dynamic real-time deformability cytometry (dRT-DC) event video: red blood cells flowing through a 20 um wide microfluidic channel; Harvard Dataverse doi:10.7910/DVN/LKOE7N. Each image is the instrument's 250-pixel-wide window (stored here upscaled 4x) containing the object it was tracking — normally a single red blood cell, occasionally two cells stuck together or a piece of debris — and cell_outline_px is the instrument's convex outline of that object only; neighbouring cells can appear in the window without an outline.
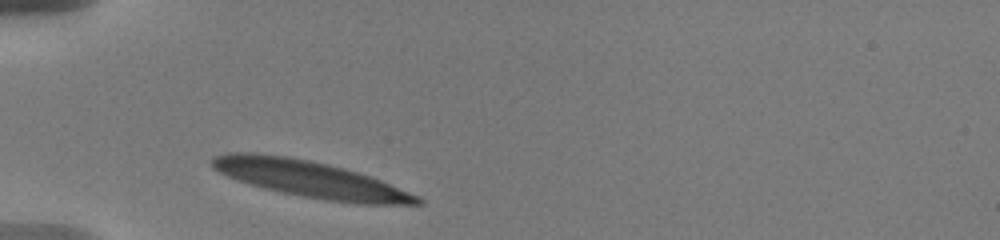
{"species": "human", "species_latin": "Homo sapiens", "temperature_condition": "warm", "stored_images_in_passage": 3, "camera_frame_rate_fps": 3000, "um_per_image_px": 0.085, "donor": {"sex": "male"}, "frame": {"image": 1, "passage_image": 1, "time_ms": 0.0, "image_size_px": [1000, 240], "cell_outline_px": [[424, 204], [360, 204], [324, 200], [264, 188], [228, 176], [212, 168], [208, 164], [208, 160], [212, 156], [228, 152], [252, 152], [284, 156], [308, 160], [344, 168], [380, 180], [420, 196], [424, 200]], "centroid_in_image_um": [26.34, 15.22], "position_along_channel_um": 58.7, "area_um2": 43.29}}
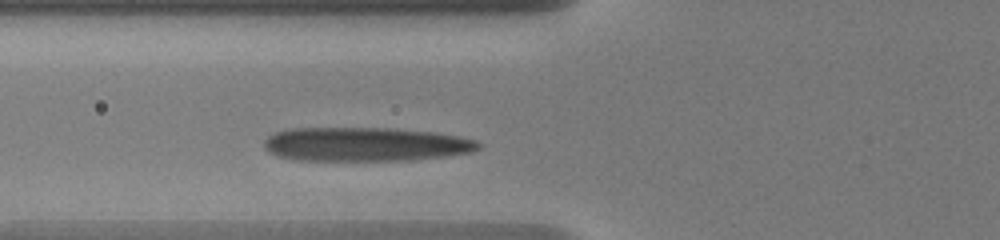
{"frame": {"image": 2, "passage_image": 3, "time_ms": 1.333, "image_size_px": [1000, 240], "cell_outline_px": [[480, 148], [472, 152], [444, 156], [408, 160], [296, 160], [276, 156], [264, 148], [264, 140], [268, 136], [276, 132], [288, 128], [388, 128], [432, 132], [460, 136], [480, 140]], "centroid_in_image_um": [31.06, 12.26], "position_along_channel_um": 94.7, "area_um2": 42.54}}